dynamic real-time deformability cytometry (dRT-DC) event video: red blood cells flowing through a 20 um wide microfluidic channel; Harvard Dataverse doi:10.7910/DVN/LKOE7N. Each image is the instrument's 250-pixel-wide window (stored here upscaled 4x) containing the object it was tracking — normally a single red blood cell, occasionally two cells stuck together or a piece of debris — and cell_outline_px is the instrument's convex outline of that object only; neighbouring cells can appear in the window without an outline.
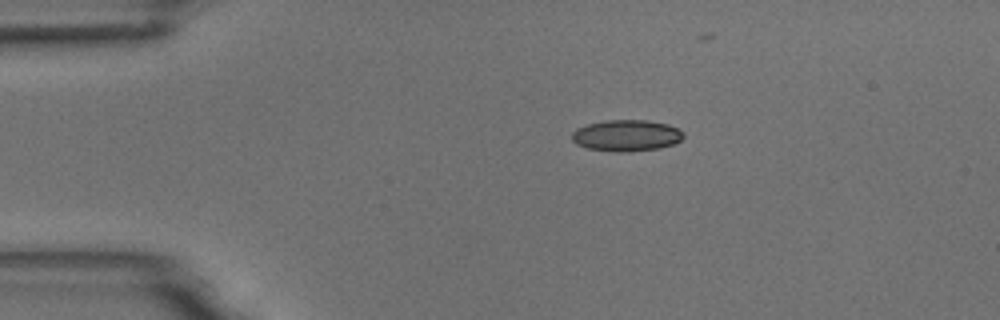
{"species": "common noctule bat (a hibernating species)", "species_latin": "Nyctalus noctula", "temperature_condition": "room temperature", "stored_images_in_passage": 34, "camera_frame_rate_fps": 3000, "um_per_image_px": 0.085, "animal": {"sex": "male", "body_mass_g": 18.8}, "frame": {"image": 1, "passage_image": 1, "time_ms": 0.0, "image_size_px": [1000, 320], "cell_outline_px": [[684, 136], [680, 140], [672, 144], [660, 148], [628, 152], [612, 152], [588, 148], [576, 144], [572, 140], [572, 132], [576, 128], [588, 124], [604, 120], [648, 120], [668, 124], [684, 132]], "centroid_in_image_um": [53.23, 11.52], "position_along_channel_um": 31.8, "area_um2": 20.52}}
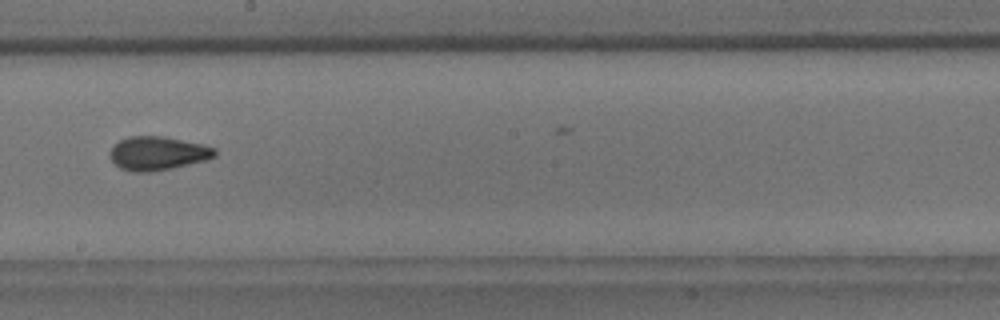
{"frame": {"image": 2, "passage_image": 21, "time_ms": 6.667, "image_size_px": [1000, 320], "cell_outline_px": [[216, 156], [208, 160], [172, 168], [152, 172], [132, 172], [120, 168], [108, 156], [108, 152], [120, 140], [128, 136], [164, 136], [204, 144], [216, 148]], "centroid_in_image_um": [13.42, 13.03], "position_along_channel_um": 234.8, "area_um2": 20.87}}
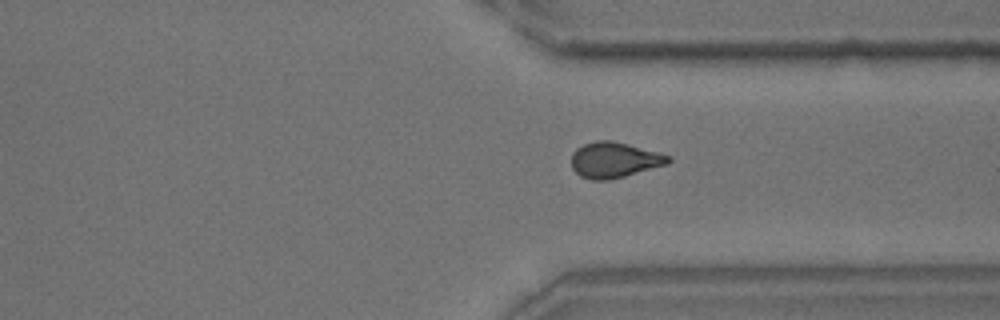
{"frame": {"image": 3, "passage_image": 31, "time_ms": 10.0, "image_size_px": [1000, 320], "cell_outline_px": [[672, 160], [668, 164], [624, 176], [608, 180], [592, 180], [580, 176], [572, 168], [572, 152], [576, 148], [584, 144], [596, 140], [612, 140], [660, 152], [672, 156]], "centroid_in_image_um": [52.23, 13.58], "position_along_channel_um": 359.2, "area_um2": 20.23}}